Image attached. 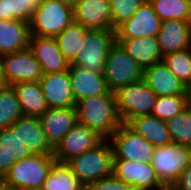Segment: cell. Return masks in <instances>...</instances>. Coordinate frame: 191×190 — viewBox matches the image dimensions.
I'll use <instances>...</instances> for the list:
<instances>
[{
    "label": "cell",
    "mask_w": 191,
    "mask_h": 190,
    "mask_svg": "<svg viewBox=\"0 0 191 190\" xmlns=\"http://www.w3.org/2000/svg\"><path fill=\"white\" fill-rule=\"evenodd\" d=\"M76 111L78 122L97 132L104 139H109L122 124L113 91L79 100L76 102Z\"/></svg>",
    "instance_id": "6da1fadb"
},
{
    "label": "cell",
    "mask_w": 191,
    "mask_h": 190,
    "mask_svg": "<svg viewBox=\"0 0 191 190\" xmlns=\"http://www.w3.org/2000/svg\"><path fill=\"white\" fill-rule=\"evenodd\" d=\"M114 152L109 139L95 148L69 159L66 164L87 187L102 178L113 175Z\"/></svg>",
    "instance_id": "7a4b0ae2"
},
{
    "label": "cell",
    "mask_w": 191,
    "mask_h": 190,
    "mask_svg": "<svg viewBox=\"0 0 191 190\" xmlns=\"http://www.w3.org/2000/svg\"><path fill=\"white\" fill-rule=\"evenodd\" d=\"M53 154H31L17 160L3 177L10 190H39L55 162Z\"/></svg>",
    "instance_id": "3957f363"
},
{
    "label": "cell",
    "mask_w": 191,
    "mask_h": 190,
    "mask_svg": "<svg viewBox=\"0 0 191 190\" xmlns=\"http://www.w3.org/2000/svg\"><path fill=\"white\" fill-rule=\"evenodd\" d=\"M73 21V7L55 0H42L30 19V35L56 37Z\"/></svg>",
    "instance_id": "277c9868"
},
{
    "label": "cell",
    "mask_w": 191,
    "mask_h": 190,
    "mask_svg": "<svg viewBox=\"0 0 191 190\" xmlns=\"http://www.w3.org/2000/svg\"><path fill=\"white\" fill-rule=\"evenodd\" d=\"M117 112L122 123L131 119L151 115L157 95L147 86L144 79L120 87L115 91Z\"/></svg>",
    "instance_id": "5b68a950"
},
{
    "label": "cell",
    "mask_w": 191,
    "mask_h": 190,
    "mask_svg": "<svg viewBox=\"0 0 191 190\" xmlns=\"http://www.w3.org/2000/svg\"><path fill=\"white\" fill-rule=\"evenodd\" d=\"M115 43V30L89 29L80 53L71 65L104 73L107 55Z\"/></svg>",
    "instance_id": "8992f818"
},
{
    "label": "cell",
    "mask_w": 191,
    "mask_h": 190,
    "mask_svg": "<svg viewBox=\"0 0 191 190\" xmlns=\"http://www.w3.org/2000/svg\"><path fill=\"white\" fill-rule=\"evenodd\" d=\"M143 69L128 55L124 48L115 43L105 61L104 77L110 91L143 79Z\"/></svg>",
    "instance_id": "52a82bcc"
},
{
    "label": "cell",
    "mask_w": 191,
    "mask_h": 190,
    "mask_svg": "<svg viewBox=\"0 0 191 190\" xmlns=\"http://www.w3.org/2000/svg\"><path fill=\"white\" fill-rule=\"evenodd\" d=\"M151 163L163 185H174L191 164V147L178 143L157 147Z\"/></svg>",
    "instance_id": "ba28073f"
},
{
    "label": "cell",
    "mask_w": 191,
    "mask_h": 190,
    "mask_svg": "<svg viewBox=\"0 0 191 190\" xmlns=\"http://www.w3.org/2000/svg\"><path fill=\"white\" fill-rule=\"evenodd\" d=\"M109 141L113 148L114 159L150 163L156 149L144 137L124 123L111 135Z\"/></svg>",
    "instance_id": "9c48e42d"
},
{
    "label": "cell",
    "mask_w": 191,
    "mask_h": 190,
    "mask_svg": "<svg viewBox=\"0 0 191 190\" xmlns=\"http://www.w3.org/2000/svg\"><path fill=\"white\" fill-rule=\"evenodd\" d=\"M3 78L6 85L38 82L42 78L40 63L28 47L21 51L1 56Z\"/></svg>",
    "instance_id": "30bf717a"
},
{
    "label": "cell",
    "mask_w": 191,
    "mask_h": 190,
    "mask_svg": "<svg viewBox=\"0 0 191 190\" xmlns=\"http://www.w3.org/2000/svg\"><path fill=\"white\" fill-rule=\"evenodd\" d=\"M113 175L135 190H153L163 186L151 162L113 159Z\"/></svg>",
    "instance_id": "8fae6325"
},
{
    "label": "cell",
    "mask_w": 191,
    "mask_h": 190,
    "mask_svg": "<svg viewBox=\"0 0 191 190\" xmlns=\"http://www.w3.org/2000/svg\"><path fill=\"white\" fill-rule=\"evenodd\" d=\"M104 140L97 132L77 122L54 148L57 162L66 163L69 159L95 148Z\"/></svg>",
    "instance_id": "7c38bea8"
},
{
    "label": "cell",
    "mask_w": 191,
    "mask_h": 190,
    "mask_svg": "<svg viewBox=\"0 0 191 190\" xmlns=\"http://www.w3.org/2000/svg\"><path fill=\"white\" fill-rule=\"evenodd\" d=\"M162 20L146 0L134 15L115 28L116 38L157 37Z\"/></svg>",
    "instance_id": "4fadbf2b"
},
{
    "label": "cell",
    "mask_w": 191,
    "mask_h": 190,
    "mask_svg": "<svg viewBox=\"0 0 191 190\" xmlns=\"http://www.w3.org/2000/svg\"><path fill=\"white\" fill-rule=\"evenodd\" d=\"M39 83L49 108L76 107L69 68L61 72L43 74Z\"/></svg>",
    "instance_id": "5bb4252c"
},
{
    "label": "cell",
    "mask_w": 191,
    "mask_h": 190,
    "mask_svg": "<svg viewBox=\"0 0 191 190\" xmlns=\"http://www.w3.org/2000/svg\"><path fill=\"white\" fill-rule=\"evenodd\" d=\"M73 20L88 29L113 30L109 0H78L73 6Z\"/></svg>",
    "instance_id": "9a60e30c"
},
{
    "label": "cell",
    "mask_w": 191,
    "mask_h": 190,
    "mask_svg": "<svg viewBox=\"0 0 191 190\" xmlns=\"http://www.w3.org/2000/svg\"><path fill=\"white\" fill-rule=\"evenodd\" d=\"M29 48L40 63L43 74L61 72L70 66L60 51L55 37L30 36Z\"/></svg>",
    "instance_id": "2e32d148"
},
{
    "label": "cell",
    "mask_w": 191,
    "mask_h": 190,
    "mask_svg": "<svg viewBox=\"0 0 191 190\" xmlns=\"http://www.w3.org/2000/svg\"><path fill=\"white\" fill-rule=\"evenodd\" d=\"M71 90L75 102L110 92L104 73H97L79 66H69Z\"/></svg>",
    "instance_id": "e0dca14e"
},
{
    "label": "cell",
    "mask_w": 191,
    "mask_h": 190,
    "mask_svg": "<svg viewBox=\"0 0 191 190\" xmlns=\"http://www.w3.org/2000/svg\"><path fill=\"white\" fill-rule=\"evenodd\" d=\"M40 119L46 138L53 148L78 122L76 107L48 108Z\"/></svg>",
    "instance_id": "ac0fdd59"
},
{
    "label": "cell",
    "mask_w": 191,
    "mask_h": 190,
    "mask_svg": "<svg viewBox=\"0 0 191 190\" xmlns=\"http://www.w3.org/2000/svg\"><path fill=\"white\" fill-rule=\"evenodd\" d=\"M10 127L31 154H53L54 148L46 138L40 118L22 116Z\"/></svg>",
    "instance_id": "d6986e66"
},
{
    "label": "cell",
    "mask_w": 191,
    "mask_h": 190,
    "mask_svg": "<svg viewBox=\"0 0 191 190\" xmlns=\"http://www.w3.org/2000/svg\"><path fill=\"white\" fill-rule=\"evenodd\" d=\"M143 79L157 96L184 95L185 84L163 62L154 63L144 70Z\"/></svg>",
    "instance_id": "ffe728a7"
},
{
    "label": "cell",
    "mask_w": 191,
    "mask_h": 190,
    "mask_svg": "<svg viewBox=\"0 0 191 190\" xmlns=\"http://www.w3.org/2000/svg\"><path fill=\"white\" fill-rule=\"evenodd\" d=\"M128 55L143 69L163 60L157 37L116 38Z\"/></svg>",
    "instance_id": "44dd1931"
},
{
    "label": "cell",
    "mask_w": 191,
    "mask_h": 190,
    "mask_svg": "<svg viewBox=\"0 0 191 190\" xmlns=\"http://www.w3.org/2000/svg\"><path fill=\"white\" fill-rule=\"evenodd\" d=\"M157 38L163 55L191 48V21H162Z\"/></svg>",
    "instance_id": "7402d4cb"
},
{
    "label": "cell",
    "mask_w": 191,
    "mask_h": 190,
    "mask_svg": "<svg viewBox=\"0 0 191 190\" xmlns=\"http://www.w3.org/2000/svg\"><path fill=\"white\" fill-rule=\"evenodd\" d=\"M30 36L29 22L0 20V56L28 48Z\"/></svg>",
    "instance_id": "603a6c76"
},
{
    "label": "cell",
    "mask_w": 191,
    "mask_h": 190,
    "mask_svg": "<svg viewBox=\"0 0 191 190\" xmlns=\"http://www.w3.org/2000/svg\"><path fill=\"white\" fill-rule=\"evenodd\" d=\"M12 87L24 116L40 118L48 110L49 107L39 81L16 83Z\"/></svg>",
    "instance_id": "cb8c5ba5"
},
{
    "label": "cell",
    "mask_w": 191,
    "mask_h": 190,
    "mask_svg": "<svg viewBox=\"0 0 191 190\" xmlns=\"http://www.w3.org/2000/svg\"><path fill=\"white\" fill-rule=\"evenodd\" d=\"M127 125L155 148L172 143L166 122L152 114L133 118Z\"/></svg>",
    "instance_id": "d4e9b609"
},
{
    "label": "cell",
    "mask_w": 191,
    "mask_h": 190,
    "mask_svg": "<svg viewBox=\"0 0 191 190\" xmlns=\"http://www.w3.org/2000/svg\"><path fill=\"white\" fill-rule=\"evenodd\" d=\"M89 29L81 23L72 21L55 39L66 61L71 65L85 42Z\"/></svg>",
    "instance_id": "484cf974"
},
{
    "label": "cell",
    "mask_w": 191,
    "mask_h": 190,
    "mask_svg": "<svg viewBox=\"0 0 191 190\" xmlns=\"http://www.w3.org/2000/svg\"><path fill=\"white\" fill-rule=\"evenodd\" d=\"M39 190H86V186L66 163L55 161Z\"/></svg>",
    "instance_id": "4316f807"
},
{
    "label": "cell",
    "mask_w": 191,
    "mask_h": 190,
    "mask_svg": "<svg viewBox=\"0 0 191 190\" xmlns=\"http://www.w3.org/2000/svg\"><path fill=\"white\" fill-rule=\"evenodd\" d=\"M24 116L12 86L0 87V129L8 128Z\"/></svg>",
    "instance_id": "83f0119b"
},
{
    "label": "cell",
    "mask_w": 191,
    "mask_h": 190,
    "mask_svg": "<svg viewBox=\"0 0 191 190\" xmlns=\"http://www.w3.org/2000/svg\"><path fill=\"white\" fill-rule=\"evenodd\" d=\"M162 21H191L189 0H148Z\"/></svg>",
    "instance_id": "f1b7e54d"
},
{
    "label": "cell",
    "mask_w": 191,
    "mask_h": 190,
    "mask_svg": "<svg viewBox=\"0 0 191 190\" xmlns=\"http://www.w3.org/2000/svg\"><path fill=\"white\" fill-rule=\"evenodd\" d=\"M38 3L35 0H0V20L30 22Z\"/></svg>",
    "instance_id": "f546056e"
},
{
    "label": "cell",
    "mask_w": 191,
    "mask_h": 190,
    "mask_svg": "<svg viewBox=\"0 0 191 190\" xmlns=\"http://www.w3.org/2000/svg\"><path fill=\"white\" fill-rule=\"evenodd\" d=\"M165 122L172 143L191 147V107Z\"/></svg>",
    "instance_id": "4dcf8cb0"
},
{
    "label": "cell",
    "mask_w": 191,
    "mask_h": 190,
    "mask_svg": "<svg viewBox=\"0 0 191 190\" xmlns=\"http://www.w3.org/2000/svg\"><path fill=\"white\" fill-rule=\"evenodd\" d=\"M188 108L185 95L157 96L152 115L167 121Z\"/></svg>",
    "instance_id": "1f68e13d"
},
{
    "label": "cell",
    "mask_w": 191,
    "mask_h": 190,
    "mask_svg": "<svg viewBox=\"0 0 191 190\" xmlns=\"http://www.w3.org/2000/svg\"><path fill=\"white\" fill-rule=\"evenodd\" d=\"M184 84L191 79V48L163 55L162 60Z\"/></svg>",
    "instance_id": "d6a6232c"
},
{
    "label": "cell",
    "mask_w": 191,
    "mask_h": 190,
    "mask_svg": "<svg viewBox=\"0 0 191 190\" xmlns=\"http://www.w3.org/2000/svg\"><path fill=\"white\" fill-rule=\"evenodd\" d=\"M0 152L22 160L31 155L26 145L11 127L0 129Z\"/></svg>",
    "instance_id": "836d02e7"
},
{
    "label": "cell",
    "mask_w": 191,
    "mask_h": 190,
    "mask_svg": "<svg viewBox=\"0 0 191 190\" xmlns=\"http://www.w3.org/2000/svg\"><path fill=\"white\" fill-rule=\"evenodd\" d=\"M113 19V30L130 19L146 0H109Z\"/></svg>",
    "instance_id": "e575fe53"
},
{
    "label": "cell",
    "mask_w": 191,
    "mask_h": 190,
    "mask_svg": "<svg viewBox=\"0 0 191 190\" xmlns=\"http://www.w3.org/2000/svg\"><path fill=\"white\" fill-rule=\"evenodd\" d=\"M86 190H135L130 184H126L114 175L93 182L86 187Z\"/></svg>",
    "instance_id": "d590c367"
},
{
    "label": "cell",
    "mask_w": 191,
    "mask_h": 190,
    "mask_svg": "<svg viewBox=\"0 0 191 190\" xmlns=\"http://www.w3.org/2000/svg\"><path fill=\"white\" fill-rule=\"evenodd\" d=\"M174 187L176 190H191V164L183 170Z\"/></svg>",
    "instance_id": "8d00e7d4"
},
{
    "label": "cell",
    "mask_w": 191,
    "mask_h": 190,
    "mask_svg": "<svg viewBox=\"0 0 191 190\" xmlns=\"http://www.w3.org/2000/svg\"><path fill=\"white\" fill-rule=\"evenodd\" d=\"M17 160L15 157L0 152V176L3 178Z\"/></svg>",
    "instance_id": "74e56055"
},
{
    "label": "cell",
    "mask_w": 191,
    "mask_h": 190,
    "mask_svg": "<svg viewBox=\"0 0 191 190\" xmlns=\"http://www.w3.org/2000/svg\"><path fill=\"white\" fill-rule=\"evenodd\" d=\"M185 98L188 104V107H191V79L188 83L185 84Z\"/></svg>",
    "instance_id": "f35d334b"
},
{
    "label": "cell",
    "mask_w": 191,
    "mask_h": 190,
    "mask_svg": "<svg viewBox=\"0 0 191 190\" xmlns=\"http://www.w3.org/2000/svg\"><path fill=\"white\" fill-rule=\"evenodd\" d=\"M5 85H6V83H5L4 78H3L2 58L0 56V87H3Z\"/></svg>",
    "instance_id": "ab89813d"
},
{
    "label": "cell",
    "mask_w": 191,
    "mask_h": 190,
    "mask_svg": "<svg viewBox=\"0 0 191 190\" xmlns=\"http://www.w3.org/2000/svg\"><path fill=\"white\" fill-rule=\"evenodd\" d=\"M55 1L62 2L64 4H67L71 7H73L78 0H55Z\"/></svg>",
    "instance_id": "60d3db41"
},
{
    "label": "cell",
    "mask_w": 191,
    "mask_h": 190,
    "mask_svg": "<svg viewBox=\"0 0 191 190\" xmlns=\"http://www.w3.org/2000/svg\"><path fill=\"white\" fill-rule=\"evenodd\" d=\"M153 190H176L174 185H163L157 189H153Z\"/></svg>",
    "instance_id": "b9f144b4"
},
{
    "label": "cell",
    "mask_w": 191,
    "mask_h": 190,
    "mask_svg": "<svg viewBox=\"0 0 191 190\" xmlns=\"http://www.w3.org/2000/svg\"><path fill=\"white\" fill-rule=\"evenodd\" d=\"M0 190H10L8 186L5 184V181L3 178L0 179Z\"/></svg>",
    "instance_id": "7bdbcfd3"
},
{
    "label": "cell",
    "mask_w": 191,
    "mask_h": 190,
    "mask_svg": "<svg viewBox=\"0 0 191 190\" xmlns=\"http://www.w3.org/2000/svg\"><path fill=\"white\" fill-rule=\"evenodd\" d=\"M38 4L42 1V0H35Z\"/></svg>",
    "instance_id": "ee69618b"
}]
</instances>
